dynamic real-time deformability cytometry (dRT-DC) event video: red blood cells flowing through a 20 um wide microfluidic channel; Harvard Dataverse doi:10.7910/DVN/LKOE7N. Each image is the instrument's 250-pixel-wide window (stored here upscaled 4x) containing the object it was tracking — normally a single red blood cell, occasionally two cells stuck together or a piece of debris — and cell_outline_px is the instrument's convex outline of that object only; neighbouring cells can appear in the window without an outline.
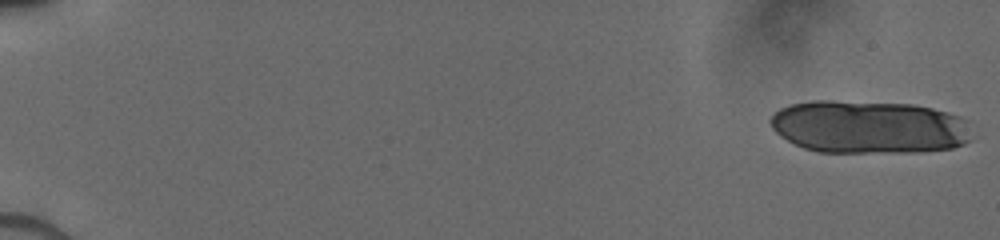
{"species": "human", "species_latin": "Homo sapiens", "temperature_condition": "cold", "stored_images_in_passage": 27, "camera_frame_rate_fps": 3000, "um_per_image_px": 0.085, "donor": {"sex": "male"}, "frame": {"image": 1, "passage_image": 1, "time_ms": 0.0, "image_size_px": [1000, 240], "cell_outline_px": [[968, 140], [964, 144], [952, 148], [920, 152], [816, 152], [804, 148], [780, 136], [772, 128], [768, 120], [780, 108], [788, 104], [812, 100], [828, 100], [912, 104], [932, 108], [948, 112], [960, 116], [968, 120]], "centroid_in_image_um": [73.83, 10.79], "position_along_channel_um": 11.2, "area_um2": 62.6}}